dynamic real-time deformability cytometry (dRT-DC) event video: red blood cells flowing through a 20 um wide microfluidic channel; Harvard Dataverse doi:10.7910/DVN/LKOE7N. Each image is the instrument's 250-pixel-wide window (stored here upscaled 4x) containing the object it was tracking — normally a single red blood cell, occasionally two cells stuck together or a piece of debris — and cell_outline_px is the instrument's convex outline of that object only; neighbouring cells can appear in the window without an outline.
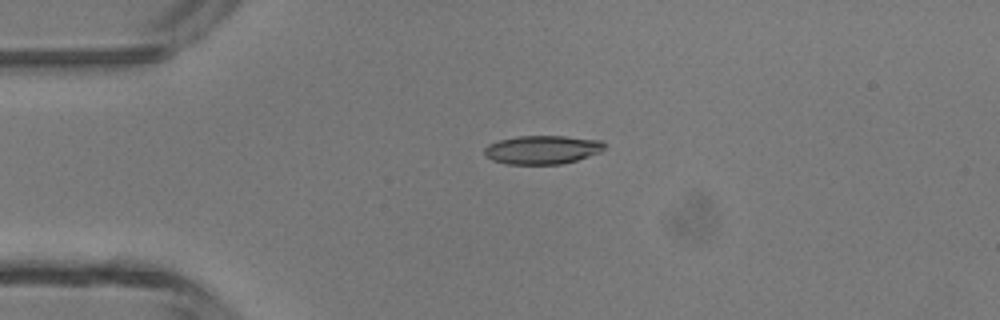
{"species": "common noctule bat (a hibernating species)", "species_latin": "Nyctalus noctula", "temperature_condition": "room temperature", "stored_images_in_passage": 4, "camera_frame_rate_fps": 3000, "um_per_image_px": 0.085, "animal": {"sex": "male", "body_mass_g": 13.3}, "frame": {"image": 1, "passage_image": 3, "time_ms": 3.333, "image_size_px": [1000, 320], "cell_outline_px": [[604, 148], [600, 152], [576, 160], [560, 164], [508, 164], [492, 160], [484, 152], [484, 148], [488, 144], [500, 140], [520, 136], [564, 136], [600, 140], [604, 144]], "centroid_in_image_um": [46.09, 12.72], "position_along_channel_um": 38.9, "area_um2": 19.77}}